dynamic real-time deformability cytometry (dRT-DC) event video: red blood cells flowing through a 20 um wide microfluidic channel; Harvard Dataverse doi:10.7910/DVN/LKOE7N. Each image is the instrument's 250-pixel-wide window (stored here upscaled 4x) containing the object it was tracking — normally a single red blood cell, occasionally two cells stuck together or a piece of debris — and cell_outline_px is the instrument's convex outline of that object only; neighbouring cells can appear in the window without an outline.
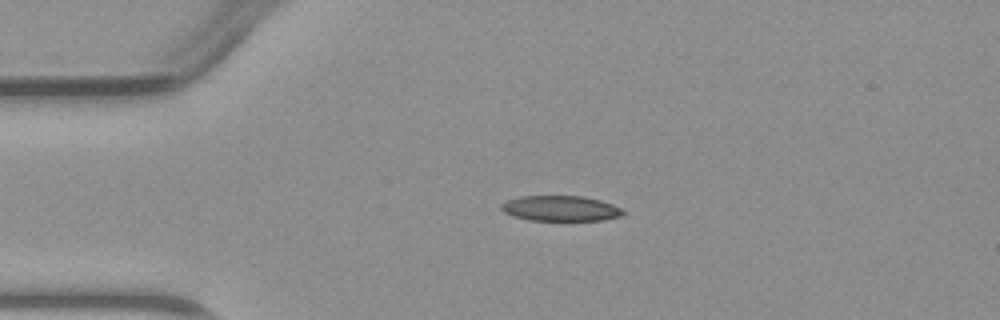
{"species": "common noctule bat (a hibernating species)", "species_latin": "Nyctalus noctula", "temperature_condition": "warm", "stored_images_in_passage": 5, "camera_frame_rate_fps": 3000, "um_per_image_px": 0.085, "animal": {"sex": "male", "body_mass_g": 23.1, "forearm_length_mm": 52.7}, "frame": {"image": 1, "passage_image": 3, "time_ms": 2.333, "image_size_px": [1000, 320], "cell_outline_px": [[624, 212], [620, 216], [604, 220], [528, 220], [512, 216], [504, 212], [500, 208], [500, 204], [508, 200], [520, 196], [584, 196], [600, 200], [612, 204], [620, 208]], "centroid_in_image_um": [47.61, 17.71], "position_along_channel_um": 37.4, "area_um2": 17.98}}
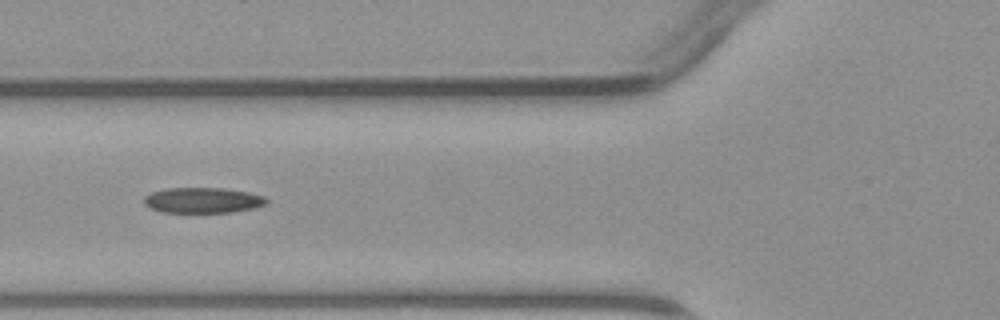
{"frame": {"image": 2, "passage_image": 5, "time_ms": 4.667, "image_size_px": [1000, 320], "cell_outline_px": [[268, 204], [252, 208], [232, 212], [160, 212], [144, 204], [144, 196], [152, 192], [168, 188], [224, 188], [248, 192], [264, 196], [268, 200]], "centroid_in_image_um": [17.25, 17.02], "position_along_channel_um": 108.6, "area_um2": 18.15}}